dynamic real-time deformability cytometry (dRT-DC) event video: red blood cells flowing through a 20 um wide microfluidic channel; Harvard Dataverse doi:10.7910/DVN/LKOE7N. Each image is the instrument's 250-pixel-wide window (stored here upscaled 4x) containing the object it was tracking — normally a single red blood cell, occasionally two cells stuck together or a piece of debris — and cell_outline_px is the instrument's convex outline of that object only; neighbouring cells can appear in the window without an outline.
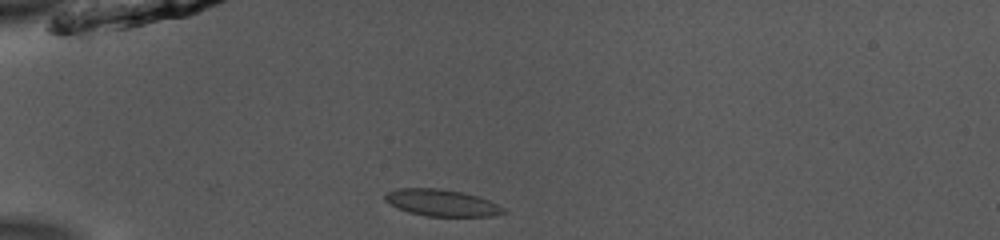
{"species": "common noctule bat (a hibernating species)", "species_latin": "Nyctalus noctula", "temperature_condition": "room temperature", "stored_images_in_passage": 38, "camera_frame_rate_fps": 3000, "um_per_image_px": 0.085, "animal": {"sex": "male", "body_mass_g": 13.0, "forearm_length_mm": 53.1}, "frame": {"image": 1, "passage_image": 1, "time_ms": 0.0, "image_size_px": [1000, 240], "cell_outline_px": [[508, 212], [492, 216], [424, 216], [408, 212], [384, 200], [384, 192], [396, 188], [440, 188], [460, 192], [476, 196], [488, 200], [504, 208]], "centroid_in_image_um": [37.51, 17.23], "position_along_channel_um": 47.5, "area_um2": 18.38}}
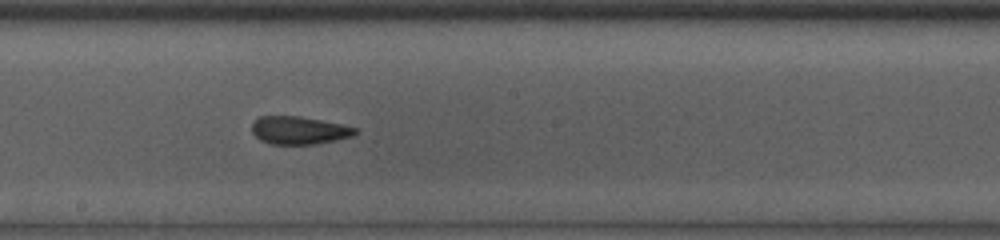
{"frame": {"image": 2, "passage_image": 16, "time_ms": 5.0, "image_size_px": [1000, 240], "cell_outline_px": [[360, 132], [352, 136], [336, 140], [316, 144], [272, 144], [260, 140], [252, 132], [252, 124], [260, 116], [300, 116], [344, 124], [360, 128]], "centroid_in_image_um": [25.49, 11.07], "position_along_channel_um": 222.7, "area_um2": 16.99}}
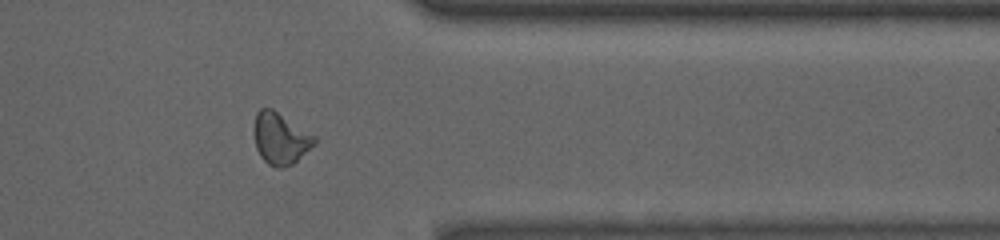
{"frame": {"image": 3, "passage_image": 29, "time_ms": 9.333, "image_size_px": [1000, 240], "cell_outline_px": [[316, 144], [292, 164], [284, 168], [276, 168], [268, 164], [260, 156], [256, 148], [256, 112], [260, 108], [272, 108], [316, 136]], "centroid_in_image_um": [23.87, 11.79], "position_along_channel_um": 387.5, "area_um2": 17.92}, "authors_computed_cell_mechanics": {"area_um2": 17.8313, "velocity_mm_per_s": 3.9398, "shape_relaxation_time_tau1_ms": 6.8781, "shape_relaxation_time_tau2_ms": 1.5682, "deformation_change_tau1": 0.1604, "deformation_change_tau2": 0.0756}}